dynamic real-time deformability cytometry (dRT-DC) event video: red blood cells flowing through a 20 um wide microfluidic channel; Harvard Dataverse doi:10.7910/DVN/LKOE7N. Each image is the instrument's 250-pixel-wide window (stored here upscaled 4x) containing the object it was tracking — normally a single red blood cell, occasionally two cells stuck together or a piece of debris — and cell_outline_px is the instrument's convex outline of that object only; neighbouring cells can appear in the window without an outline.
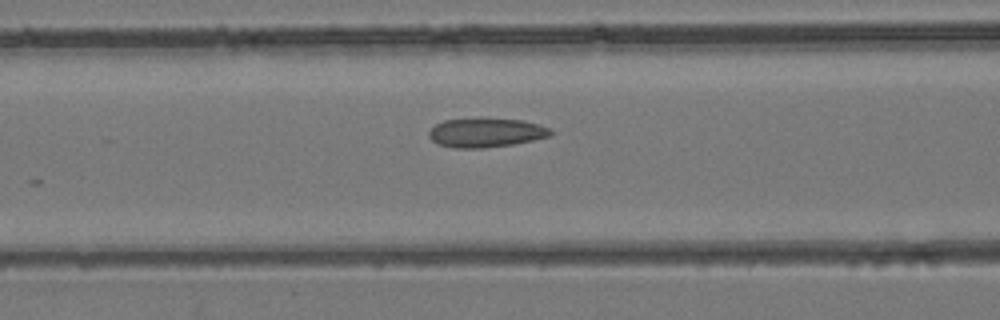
{"species": "common noctule bat (a hibernating species)", "species_latin": "Nyctalus noctula", "temperature_condition": "room temperature", "stored_images_in_passage": 19, "camera_frame_rate_fps": 3000, "um_per_image_px": 0.085, "animal": {"sex": "female", "body_mass_g": 24.6, "forearm_length_mm": 56.2}, "frame": {"image": 1, "passage_image": 15, "time_ms": 4.667, "image_size_px": [1000, 320], "cell_outline_px": [[552, 132], [548, 136], [532, 140], [512, 144], [480, 148], [452, 148], [440, 144], [432, 140], [428, 136], [428, 132], [436, 124], [444, 120], [484, 116], [524, 120], [548, 128]], "centroid_in_image_um": [41.25, 11.23], "position_along_channel_um": 125.3, "area_um2": 20.98}}
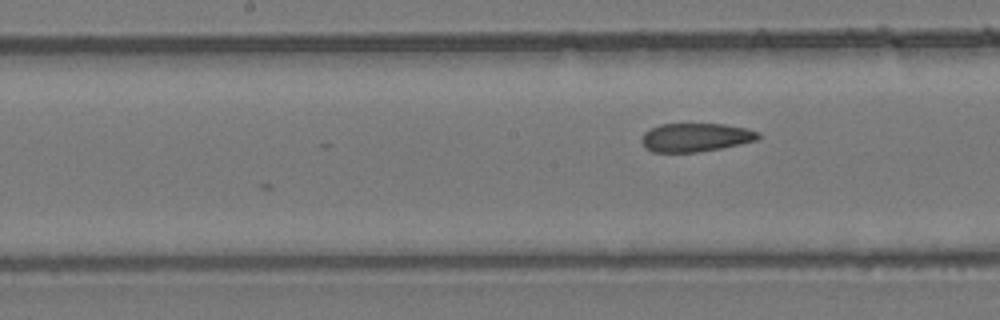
{"frame": {"image": 2, "passage_image": 19, "time_ms": 6.0, "image_size_px": [1000, 320], "cell_outline_px": [[760, 140], [720, 148], [696, 152], [652, 152], [644, 148], [640, 140], [644, 132], [660, 124], [724, 124], [748, 128], [760, 132]], "centroid_in_image_um": [59.14, 11.68], "position_along_channel_um": 189.1, "area_um2": 19.59}}